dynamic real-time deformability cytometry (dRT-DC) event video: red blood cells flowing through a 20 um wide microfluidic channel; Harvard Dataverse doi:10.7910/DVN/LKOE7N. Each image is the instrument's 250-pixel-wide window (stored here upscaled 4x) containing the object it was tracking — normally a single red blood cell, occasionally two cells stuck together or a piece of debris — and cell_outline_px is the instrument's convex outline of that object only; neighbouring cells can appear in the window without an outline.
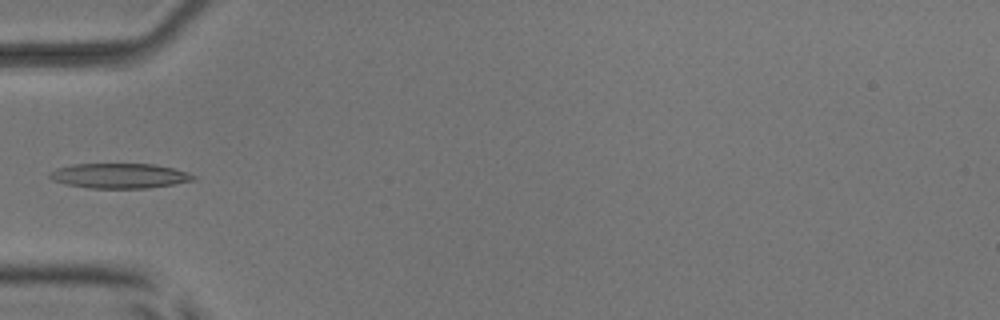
{"species": "common noctule bat (a hibernating species)", "species_latin": "Nyctalus noctula", "temperature_condition": "room temperature", "stored_images_in_passage": 6, "camera_frame_rate_fps": 3000, "um_per_image_px": 0.085, "animal": {"sex": "male", "body_mass_g": 17.9, "forearm_length_mm": 54.2}, "frame": {"image": 1, "passage_image": 6, "time_ms": 5.667, "image_size_px": [1000, 320], "cell_outline_px": [[200, 176], [196, 180], [148, 188], [92, 188], [64, 184], [52, 180], [48, 176], [48, 172], [56, 168], [72, 164], [152, 164], [172, 168], [188, 172]], "centroid_in_image_um": [10.15, 14.94], "position_along_channel_um": 74.8, "area_um2": 21.04}}